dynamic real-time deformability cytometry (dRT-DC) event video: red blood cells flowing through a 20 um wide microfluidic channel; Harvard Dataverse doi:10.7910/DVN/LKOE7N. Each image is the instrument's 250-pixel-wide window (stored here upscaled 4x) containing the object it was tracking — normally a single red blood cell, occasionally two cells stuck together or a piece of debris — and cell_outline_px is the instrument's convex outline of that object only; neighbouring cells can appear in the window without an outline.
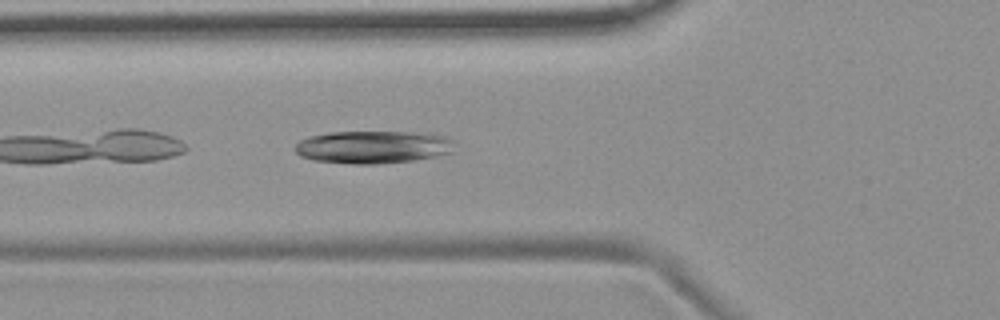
{"species": "common noctule bat (a hibernating species)", "species_latin": "Nyctalus noctula", "temperature_condition": "room temperature", "stored_images_in_passage": 5, "camera_frame_rate_fps": 3000, "um_per_image_px": 0.085, "animal": {"sex": "female", "body_mass_g": 19.9}, "frame": {"image": 1, "passage_image": 5, "time_ms": 4.667, "image_size_px": [1000, 320], "cell_outline_px": [[452, 152], [436, 156], [412, 160], [376, 164], [352, 164], [312, 160], [300, 156], [292, 148], [300, 140], [308, 136], [332, 132], [404, 132], [444, 136], [452, 140]], "centroid_in_image_um": [31.61, 12.51], "position_along_channel_um": 94.2, "area_um2": 30.17}}